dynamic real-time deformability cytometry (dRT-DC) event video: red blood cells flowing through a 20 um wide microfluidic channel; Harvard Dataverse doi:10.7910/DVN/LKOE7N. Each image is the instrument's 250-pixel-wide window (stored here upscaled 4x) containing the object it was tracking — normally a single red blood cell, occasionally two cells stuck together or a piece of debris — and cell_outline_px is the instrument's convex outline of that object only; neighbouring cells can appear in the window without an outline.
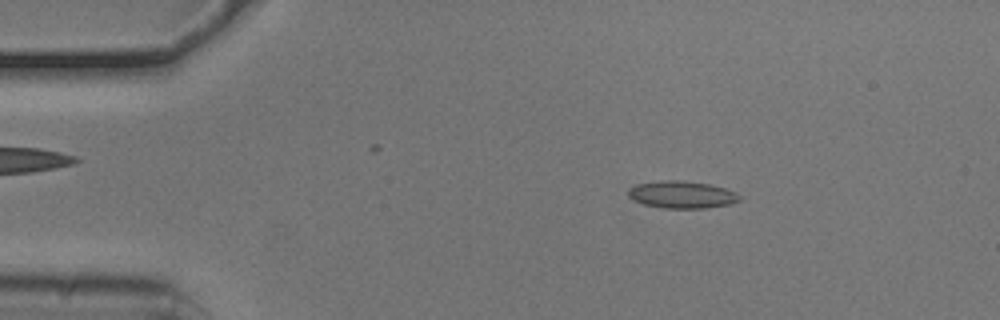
{"species": "common noctule bat (a hibernating species)", "species_latin": "Nyctalus noctula", "temperature_condition": "cold", "stored_images_in_passage": 52, "camera_frame_rate_fps": 3000, "um_per_image_px": 0.085, "animal": {"sex": "male", "body_mass_g": 20.5, "forearm_length_mm": 52.5}, "frame": {"image": 1, "passage_image": 8, "time_ms": 2.333, "image_size_px": [1000, 320], "cell_outline_px": [[740, 200], [728, 204], [708, 208], [664, 208], [644, 204], [632, 200], [628, 196], [628, 188], [636, 184], [664, 180], [680, 180], [712, 184], [736, 192], [740, 196]], "centroid_in_image_um": [57.94, 16.54], "position_along_channel_um": 27.1, "area_um2": 17.74}}
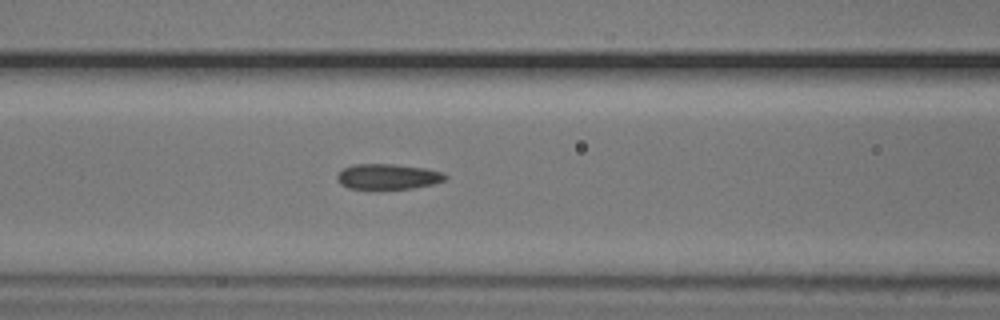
{"frame": {"image": 2, "passage_image": 21, "time_ms": 6.667, "image_size_px": [1000, 320], "cell_outline_px": [[448, 176], [444, 180], [432, 184], [412, 188], [348, 188], [340, 184], [336, 180], [336, 176], [344, 168], [352, 164], [392, 164], [424, 168], [444, 172]], "centroid_in_image_um": [32.96, 15.0], "position_along_channel_um": 133.6, "area_um2": 15.84}}
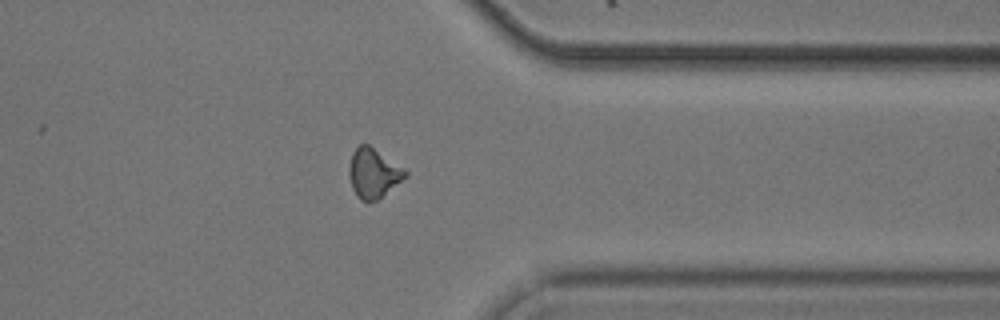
{"frame": {"image": 3, "passage_image": 41, "time_ms": 13.333, "image_size_px": [1000, 320], "cell_outline_px": [[408, 176], [376, 200], [368, 204], [360, 200], [356, 196], [352, 188], [348, 172], [348, 168], [352, 152], [360, 144], [368, 144], [404, 168], [408, 172]], "centroid_in_image_um": [31.72, 14.74], "position_along_channel_um": 379.7, "area_um2": 16.3}, "authors_computed_cell_mechanics": {"area_um2": 16.0973, "velocity_mm_per_s": 3.8022, "shape_relaxation_time_tau1_ms": null, "shape_relaxation_time_tau2_ms": 2.414, "deformation_change_tau1": null, "deformation_change_tau2": 0.0847}}